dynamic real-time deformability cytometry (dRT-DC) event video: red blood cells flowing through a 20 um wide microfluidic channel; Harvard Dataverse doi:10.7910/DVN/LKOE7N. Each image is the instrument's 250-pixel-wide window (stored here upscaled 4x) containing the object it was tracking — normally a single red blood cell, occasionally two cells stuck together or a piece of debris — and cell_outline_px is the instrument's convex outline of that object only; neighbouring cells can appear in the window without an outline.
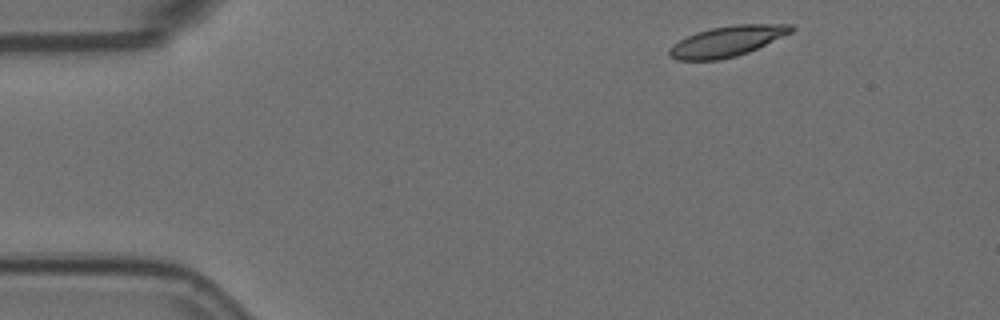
{"species": "Egyptian fruit bat (a non-hibernating species)", "species_latin": "Rousettus aegyptiacus", "temperature_condition": "room temperature", "stored_images_in_passage": 6, "camera_frame_rate_fps": 3000, "um_per_image_px": 0.085, "animal": {"sex": "female"}, "frame": {"image": 1, "passage_image": 1, "time_ms": 0.0, "image_size_px": [1000, 320], "cell_outline_px": [[796, 28], [792, 32], [748, 52], [736, 56], [720, 60], [676, 60], [668, 56], [668, 48], [672, 44], [696, 32], [712, 28], [736, 24], [792, 24]], "centroid_in_image_um": [61.78, 3.51], "position_along_channel_um": 23.2, "area_um2": 21.68}}
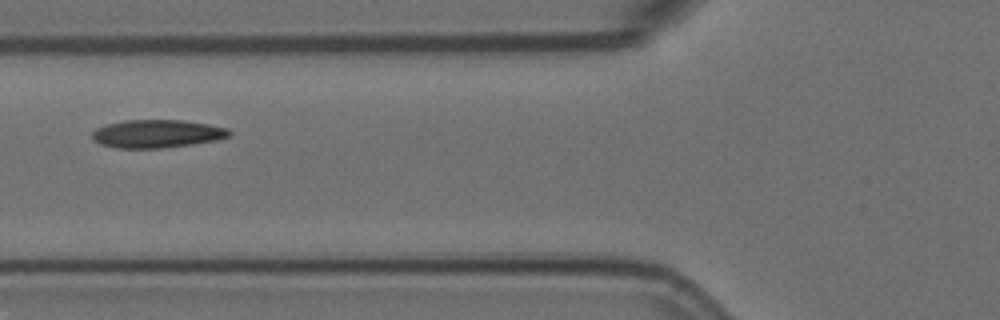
{"frame": {"image": 2, "passage_image": 5, "time_ms": 1.333, "image_size_px": [1000, 320], "cell_outline_px": [[232, 136], [216, 140], [192, 144], [160, 148], [116, 148], [100, 144], [92, 140], [92, 132], [96, 128], [104, 124], [124, 120], [184, 120], [208, 124], [228, 128], [232, 132]], "centroid_in_image_um": [13.33, 11.36], "position_along_channel_um": 112.5, "area_um2": 22.66}}
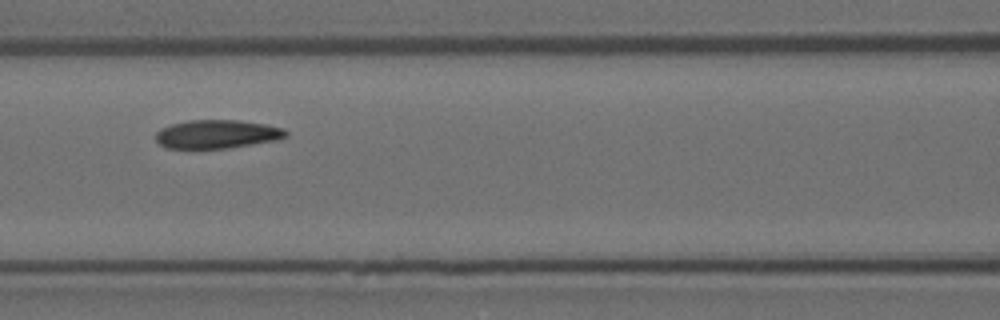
{"frame": {"image": 3, "passage_image": 6, "time_ms": 1.667, "image_size_px": [1000, 320], "cell_outline_px": [[288, 136], [280, 140], [228, 148], [164, 148], [156, 140], [156, 132], [160, 128], [172, 124], [188, 120], [236, 120], [264, 124], [284, 128], [288, 132]], "centroid_in_image_um": [18.47, 11.4], "position_along_channel_um": 148.1, "area_um2": 21.79}}